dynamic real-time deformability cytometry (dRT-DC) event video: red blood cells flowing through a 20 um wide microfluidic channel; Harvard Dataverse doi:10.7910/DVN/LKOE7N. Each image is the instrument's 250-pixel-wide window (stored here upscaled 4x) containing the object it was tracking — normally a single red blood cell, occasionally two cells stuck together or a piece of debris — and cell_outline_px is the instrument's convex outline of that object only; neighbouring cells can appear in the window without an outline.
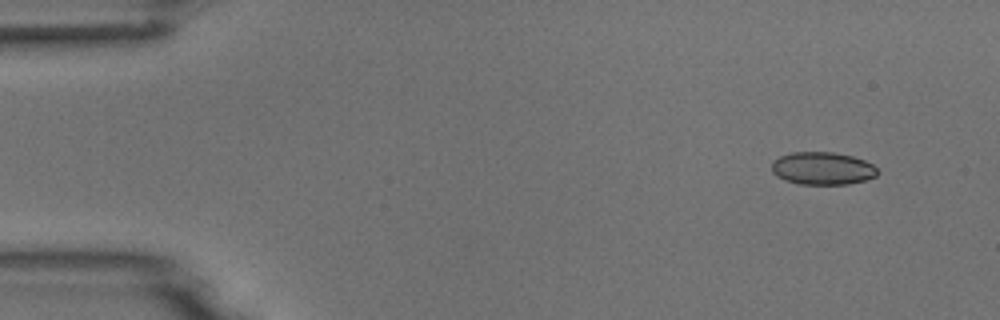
{"species": "common noctule bat (a hibernating species)", "species_latin": "Nyctalus noctula", "temperature_condition": "room temperature", "stored_images_in_passage": 6, "camera_frame_rate_fps": 3000, "um_per_image_px": 0.085, "animal": {"sex": "male", "body_mass_g": 18.8}, "frame": {"image": 1, "passage_image": 2, "time_ms": 0.333, "image_size_px": [1000, 320], "cell_outline_px": [[876, 176], [864, 180], [848, 184], [800, 184], [784, 180], [776, 176], [772, 172], [772, 160], [780, 156], [792, 152], [832, 152], [852, 156], [864, 160], [872, 164], [876, 168]], "centroid_in_image_um": [69.87, 14.31], "position_along_channel_um": 15.1, "area_um2": 20.11}}